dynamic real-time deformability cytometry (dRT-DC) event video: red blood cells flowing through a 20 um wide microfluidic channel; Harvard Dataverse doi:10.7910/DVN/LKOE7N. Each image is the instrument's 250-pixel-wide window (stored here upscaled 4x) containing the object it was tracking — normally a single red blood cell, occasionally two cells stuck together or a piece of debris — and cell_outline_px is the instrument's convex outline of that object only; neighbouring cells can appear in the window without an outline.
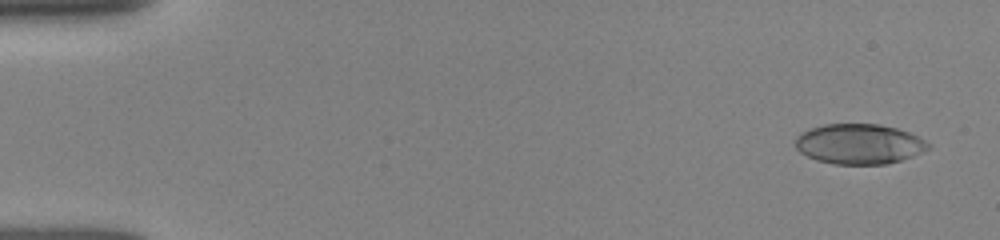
{"species": "human", "species_latin": "Homo sapiens", "temperature_condition": "room temperature", "stored_images_in_passage": 51, "camera_frame_rate_fps": 3000, "um_per_image_px": 0.085, "donor": {"sex": "female"}, "frame": {"image": 1, "passage_image": 3, "time_ms": 0.667, "image_size_px": [1000, 240], "cell_outline_px": [[928, 148], [900, 160], [884, 164], [836, 164], [820, 160], [808, 156], [800, 152], [796, 148], [796, 140], [804, 132], [812, 128], [828, 124], [876, 124], [896, 128], [908, 132], [916, 136], [928, 144]], "centroid_in_image_um": [73.0, 12.24], "position_along_channel_um": 12.0, "area_um2": 30.11}}
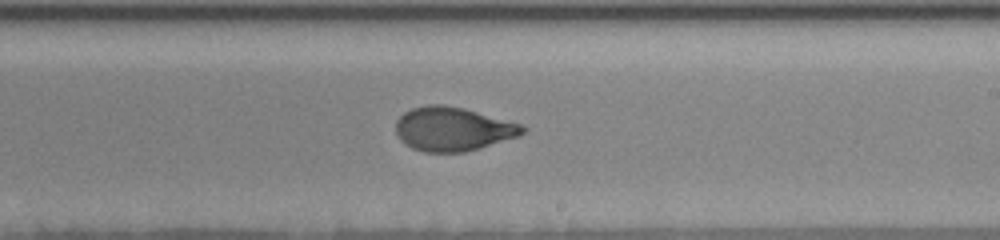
{"frame": {"image": 2, "passage_image": 31, "time_ms": 10.0, "image_size_px": [1000, 240], "cell_outline_px": [[524, 132], [516, 136], [464, 152], [424, 152], [412, 148], [396, 132], [396, 120], [404, 112], [412, 108], [428, 104], [440, 104], [460, 108], [520, 124], [524, 128]], "centroid_in_image_um": [38.42, 10.96], "position_along_channel_um": 250.6, "area_um2": 31.39}}
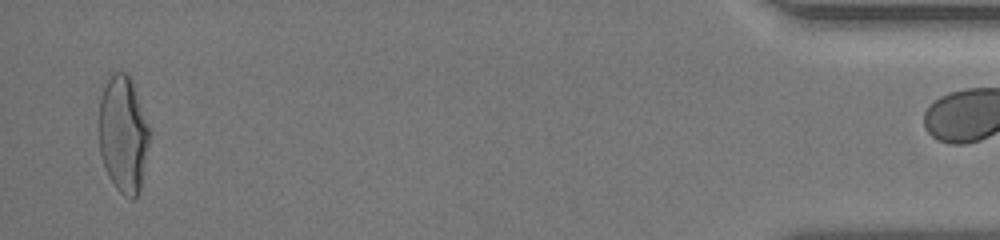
{"frame": {"image": 3, "passage_image": 50, "time_ms": 16.333, "image_size_px": [1000, 240], "cell_outline_px": [[148, 144], [140, 192], [132, 200], [124, 196], [116, 188], [108, 176], [100, 152], [100, 100], [108, 72], [128, 72], [148, 128]], "centroid_in_image_um": [10.45, 11.42], "position_along_channel_um": 424.8, "area_um2": 33.76}}